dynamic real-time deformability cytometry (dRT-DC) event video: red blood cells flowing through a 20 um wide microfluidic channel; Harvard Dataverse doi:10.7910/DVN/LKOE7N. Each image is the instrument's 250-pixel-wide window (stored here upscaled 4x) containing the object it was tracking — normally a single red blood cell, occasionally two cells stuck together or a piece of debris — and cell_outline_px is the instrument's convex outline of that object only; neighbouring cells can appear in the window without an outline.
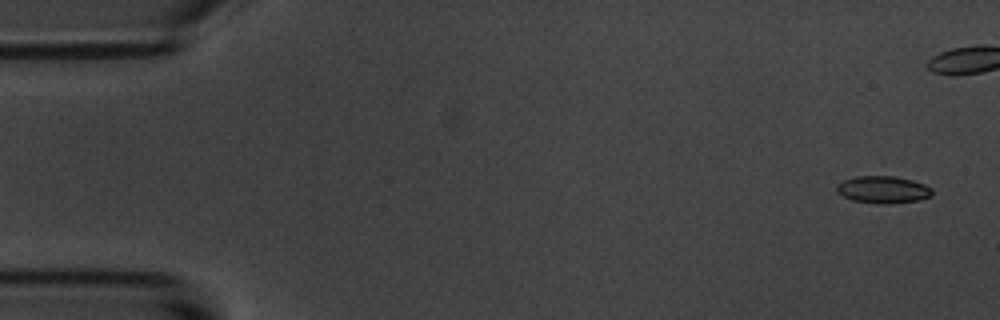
{"species": "common noctule bat (a hibernating species)", "species_latin": "Nyctalus noctula", "temperature_condition": "room temperature", "stored_images_in_passage": 6, "camera_frame_rate_fps": 3000, "um_per_image_px": 0.085, "animal": {"sex": "male", "body_mass_g": 20.1, "forearm_length_mm": 53.5}, "frame": {"image": 1, "passage_image": 1, "time_ms": 0.0, "image_size_px": [1000, 320], "cell_outline_px": [[932, 196], [920, 200], [888, 204], [876, 204], [852, 200], [836, 192], [836, 184], [844, 180], [856, 176], [896, 176], [912, 180], [924, 184], [932, 188]], "centroid_in_image_um": [75.06, 16.12], "position_along_channel_um": 9.9, "area_um2": 15.32}}